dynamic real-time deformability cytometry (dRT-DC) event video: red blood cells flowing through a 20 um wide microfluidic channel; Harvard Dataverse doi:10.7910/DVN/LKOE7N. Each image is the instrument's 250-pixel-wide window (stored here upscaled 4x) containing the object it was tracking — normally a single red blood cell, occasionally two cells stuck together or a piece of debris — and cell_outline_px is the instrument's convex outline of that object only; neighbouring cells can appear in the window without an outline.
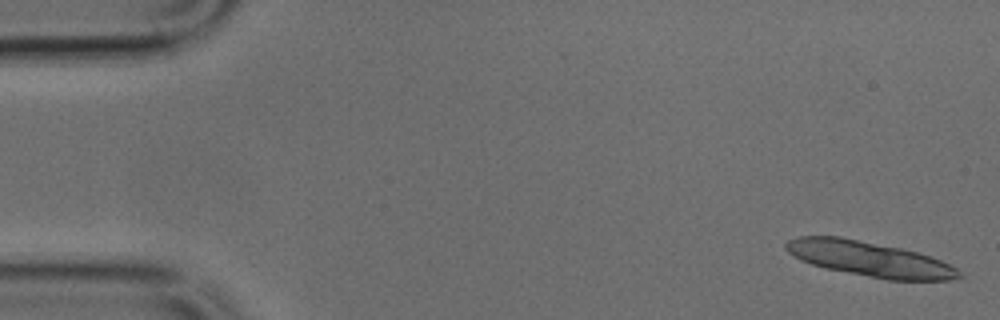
{"species": "common noctule bat (a hibernating species)", "species_latin": "Nyctalus noctula", "temperature_condition": "cold", "stored_images_in_passage": 18, "camera_frame_rate_fps": 3000, "um_per_image_px": 0.085, "animal": {"sex": "male", "body_mass_g": 17.9, "forearm_length_mm": 54.2}, "frame": {"image": 1, "passage_image": 1, "time_ms": 0.0, "image_size_px": [1000, 320], "cell_outline_px": [[964, 276], [948, 280], [888, 280], [828, 268], [812, 264], [800, 260], [788, 252], [784, 248], [784, 244], [788, 240], [800, 236], [840, 236], [900, 248], [916, 252], [940, 260], [956, 268]], "centroid_in_image_um": [73.89, 22.0], "position_along_channel_um": 11.1, "area_um2": 34.91}}